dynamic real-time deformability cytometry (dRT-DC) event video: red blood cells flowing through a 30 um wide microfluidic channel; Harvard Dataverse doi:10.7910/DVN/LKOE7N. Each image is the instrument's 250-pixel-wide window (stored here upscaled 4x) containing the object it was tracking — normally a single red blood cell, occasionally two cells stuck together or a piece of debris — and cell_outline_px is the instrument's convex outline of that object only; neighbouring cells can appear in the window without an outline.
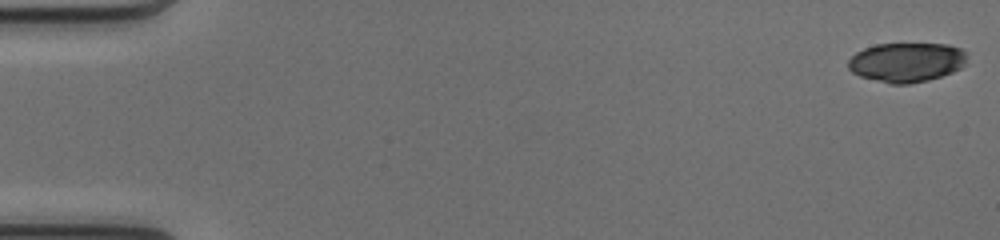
{"species": "common noctule bat (a hibernating species)", "species_latin": "Nyctalus noctula", "temperature_condition": "cold", "stored_images_in_passage": 50, "camera_frame_rate_fps": 3000, "um_per_image_px": 0.085, "animal": {"sex": "female", "body_mass_g": 17.0, "forearm_length_mm": 48.0}, "frame": {"image": 1, "passage_image": 1, "time_ms": 0.0, "image_size_px": [1000, 240], "cell_outline_px": [[968, 52], [964, 64], [960, 68], [952, 72], [928, 80], [908, 84], [892, 84], [860, 76], [852, 72], [848, 68], [848, 60], [856, 52], [864, 48], [876, 44], [948, 44], [960, 48]], "centroid_in_image_um": [77.06, 5.28], "position_along_channel_um": 7.9, "area_um2": 27.28}}
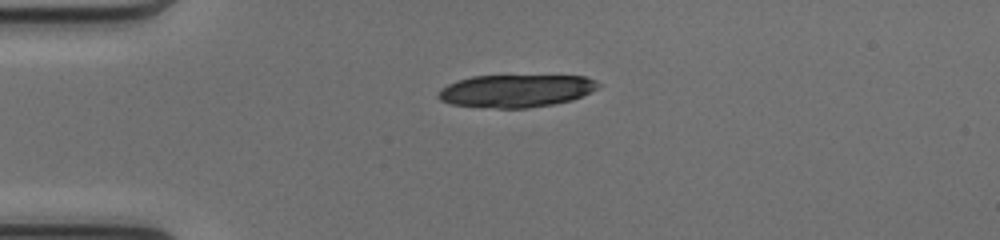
{"frame": {"image": 2, "passage_image": 13, "time_ms": 4.0, "image_size_px": [1000, 240], "cell_outline_px": [[600, 84], [596, 88], [572, 100], [552, 104], [528, 108], [496, 108], [452, 104], [440, 100], [436, 96], [436, 92], [440, 88], [456, 80], [472, 76], [584, 76], [596, 80]], "centroid_in_image_um": [43.79, 7.72], "position_along_channel_um": 41.2, "area_um2": 30.29}, "authors_computed_cell_mechanics": {"area_um2": 28.4376, "velocity_mm_per_s": 4.1216, "shape_relaxation_time_tau1_ms": 0.6686, "shape_relaxation_time_tau2_ms": 7.6231, "deformation_change_tau1": 0.2686, "deformation_change_tau2": 0.1425}}